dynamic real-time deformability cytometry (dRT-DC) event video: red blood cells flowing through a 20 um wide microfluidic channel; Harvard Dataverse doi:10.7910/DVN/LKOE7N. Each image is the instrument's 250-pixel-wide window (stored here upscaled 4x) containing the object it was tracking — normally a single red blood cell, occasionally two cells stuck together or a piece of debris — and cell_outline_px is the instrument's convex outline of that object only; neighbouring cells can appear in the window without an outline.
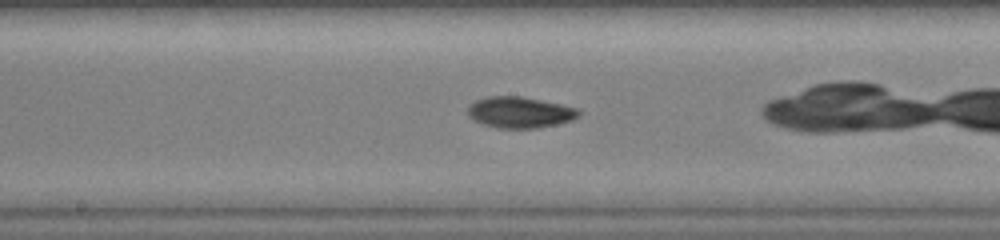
{"species": "common noctule bat (a hibernating species)", "species_latin": "Nyctalus noctula", "temperature_condition": "warm", "stored_images_in_passage": 30, "camera_frame_rate_fps": 3000, "um_per_image_px": 0.085, "animal": {"sex": "female", "body_mass_g": 19.0, "forearm_length_mm": 51.5}, "frame": {"image": 1, "passage_image": 9, "time_ms": 2.667, "image_size_px": [1000, 240], "cell_outline_px": [[580, 112], [576, 116], [568, 120], [556, 124], [532, 128], [508, 128], [488, 124], [476, 120], [468, 112], [468, 108], [476, 100], [488, 96], [520, 96], [560, 104], [576, 108]], "centroid_in_image_um": [44.19, 9.52], "position_along_channel_um": 204.0, "area_um2": 19.19}, "authors_computed_cell_mechanics": {"area_um2": 18.6405, "velocity_mm_per_s": 4.5977, "shape_relaxation_time_tau1_ms": 3.1602, "shape_relaxation_time_tau2_ms": 4.0055, "deformation_change_tau1": 0.1266, "deformation_change_tau2": 0.0697}}